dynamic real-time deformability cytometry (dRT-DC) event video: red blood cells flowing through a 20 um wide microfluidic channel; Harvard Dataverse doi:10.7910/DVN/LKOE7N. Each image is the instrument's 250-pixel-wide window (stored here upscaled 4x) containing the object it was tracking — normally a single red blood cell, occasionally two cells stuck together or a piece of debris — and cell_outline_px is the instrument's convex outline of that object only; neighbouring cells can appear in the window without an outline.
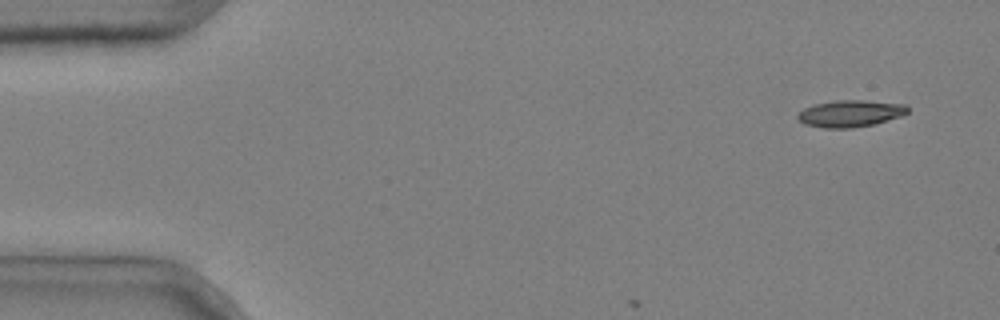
{"species": "common noctule bat (a hibernating species)", "species_latin": "Nyctalus noctula", "temperature_condition": "cold", "stored_images_in_passage": 4, "camera_frame_rate_fps": 3000, "um_per_image_px": 0.085, "animal": {"sex": "male", "body_mass_g": 20.4}, "frame": {"image": 1, "passage_image": 1, "time_ms": 0.0, "image_size_px": [1000, 320], "cell_outline_px": [[908, 112], [900, 116], [876, 124], [852, 128], [824, 128], [804, 124], [796, 116], [804, 108], [816, 104], [836, 100], [864, 100], [904, 104], [908, 108]], "centroid_in_image_um": [72.28, 9.65], "position_along_channel_um": 12.7, "area_um2": 17.11}}